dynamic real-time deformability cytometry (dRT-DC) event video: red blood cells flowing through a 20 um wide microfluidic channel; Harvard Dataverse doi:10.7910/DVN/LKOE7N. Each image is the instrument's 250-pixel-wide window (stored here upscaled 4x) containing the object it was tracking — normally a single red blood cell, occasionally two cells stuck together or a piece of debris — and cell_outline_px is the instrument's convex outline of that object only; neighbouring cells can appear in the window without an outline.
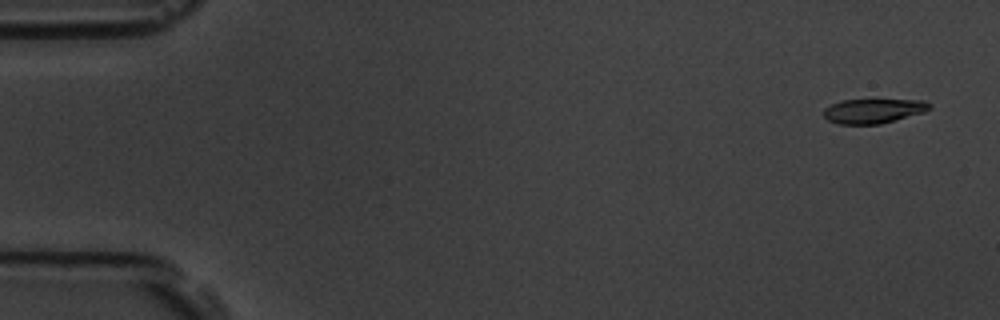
{"species": "common noctule bat (a hibernating species)", "species_latin": "Nyctalus noctula", "temperature_condition": "room temperature", "stored_images_in_passage": 5, "camera_frame_rate_fps": 3000, "um_per_image_px": 0.085, "animal": {"sex": "male", "body_mass_g": 19.5, "forearm_length_mm": 54.6}, "frame": {"image": 1, "passage_image": 1, "time_ms": 0.0, "image_size_px": [1000, 320], "cell_outline_px": [[932, 108], [924, 112], [880, 124], [836, 124], [828, 120], [824, 116], [824, 108], [840, 100], [924, 100], [932, 104]], "centroid_in_image_um": [74.24, 9.43], "position_along_channel_um": 10.8, "area_um2": 15.14}}
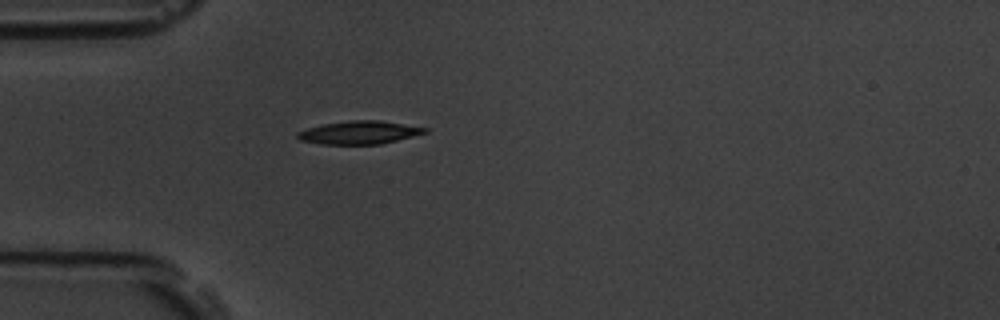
{"frame": {"image": 2, "passage_image": 5, "time_ms": 1.333, "image_size_px": [1000, 320], "cell_outline_px": [[428, 132], [380, 144], [320, 144], [300, 140], [296, 136], [296, 132], [308, 128], [324, 124], [352, 120], [380, 120], [428, 128]], "centroid_in_image_um": [30.52, 11.26], "position_along_channel_um": 54.5, "area_um2": 16.99}}